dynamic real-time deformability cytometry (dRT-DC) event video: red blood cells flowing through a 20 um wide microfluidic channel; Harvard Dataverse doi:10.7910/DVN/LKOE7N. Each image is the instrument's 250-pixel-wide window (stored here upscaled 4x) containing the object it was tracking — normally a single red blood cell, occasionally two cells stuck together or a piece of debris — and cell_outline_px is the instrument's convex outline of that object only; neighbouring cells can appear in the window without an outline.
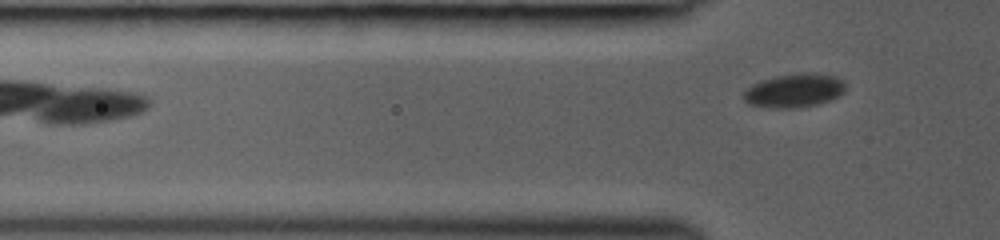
{"species": "common noctule bat (a hibernating species)", "species_latin": "Nyctalus noctula", "temperature_condition": "room temperature", "stored_images_in_passage": 4, "camera_frame_rate_fps": 3000, "um_per_image_px": 0.085, "animal": {"sex": "female", "body_mass_g": 19.0, "forearm_length_mm": 53.3}, "frame": {"image": 1, "passage_image": 4, "time_ms": 3.0, "image_size_px": [1000, 240], "cell_outline_px": [[844, 92], [840, 96], [816, 104], [800, 108], [768, 108], [748, 104], [744, 100], [744, 92], [752, 84], [776, 76], [796, 72], [812, 72], [836, 76], [844, 80]], "centroid_in_image_um": [67.53, 7.69], "position_along_channel_um": 58.3, "area_um2": 20.23}}